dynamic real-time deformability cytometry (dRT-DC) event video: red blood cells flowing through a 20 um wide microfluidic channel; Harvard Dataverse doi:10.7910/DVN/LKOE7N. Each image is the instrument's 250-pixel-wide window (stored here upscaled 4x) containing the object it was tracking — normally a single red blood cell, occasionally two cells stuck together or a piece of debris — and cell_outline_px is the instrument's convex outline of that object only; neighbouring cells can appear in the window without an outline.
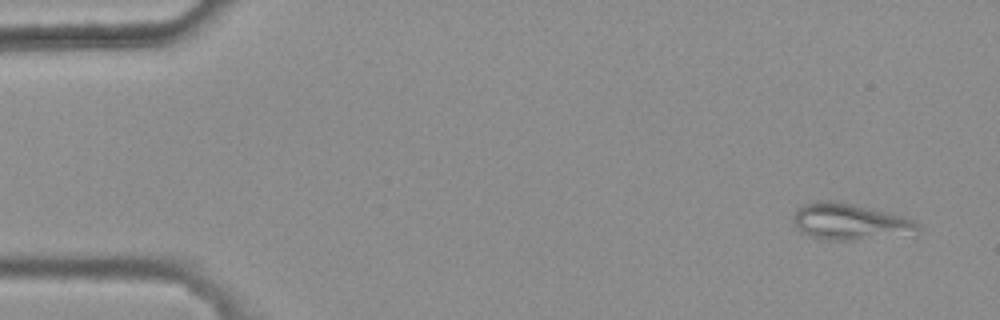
{"species": "common noctule bat (a hibernating species)", "species_latin": "Nyctalus noctula", "temperature_condition": "warm", "stored_images_in_passage": 8, "camera_frame_rate_fps": 3000, "um_per_image_px": 0.085, "animal": {"sex": "female", "body_mass_g": 25.1}, "frame": {"image": 1, "passage_image": 1, "time_ms": 0.0, "image_size_px": [1000, 320], "cell_outline_px": [[920, 228], [916, 236], [852, 240], [820, 240], [800, 232], [796, 228], [796, 212], [804, 204], [816, 200], [832, 200], [892, 212], [912, 220], [920, 224]], "centroid_in_image_um": [72.37, 18.88], "position_along_channel_um": 12.6, "area_um2": 26.99}}
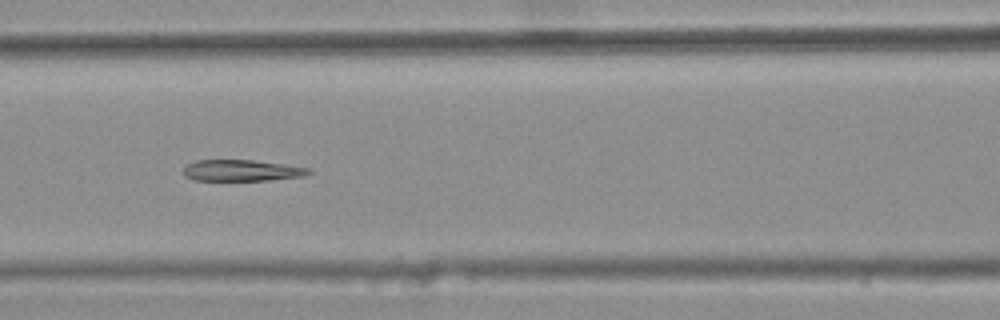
{"frame": {"image": 2, "passage_image": 6, "time_ms": 1.667, "image_size_px": [1000, 320], "cell_outline_px": [[312, 172], [304, 176], [268, 180], [192, 180], [184, 176], [184, 168], [188, 164], [196, 160], [252, 160], [284, 164], [308, 168]], "centroid_in_image_um": [20.53, 14.49], "position_along_channel_um": 146.1, "area_um2": 15.43}}
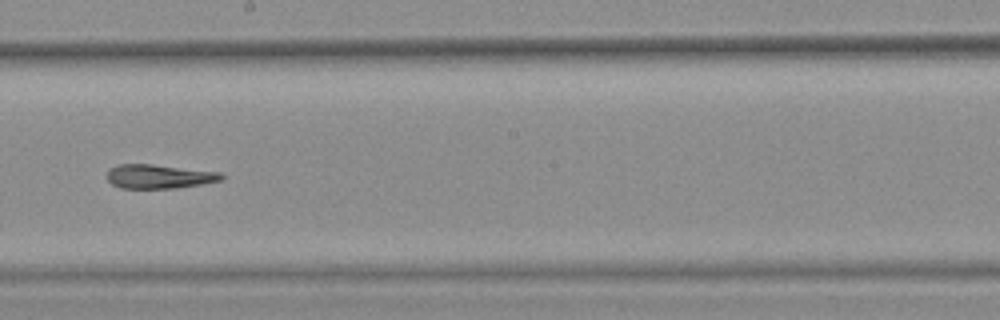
{"frame": {"image": 3, "passage_image": 8, "time_ms": 2.333, "image_size_px": [1000, 320], "cell_outline_px": [[224, 176], [220, 180], [200, 184], [176, 188], [120, 188], [112, 184], [108, 180], [108, 172], [112, 168], [120, 164], [152, 164], [220, 172]], "centroid_in_image_um": [13.51, 15.0], "position_along_channel_um": 234.7, "area_um2": 15.78}}